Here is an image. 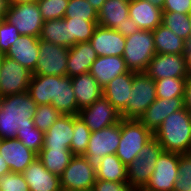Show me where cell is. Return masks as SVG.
I'll return each mask as SVG.
<instances>
[{
    "label": "cell",
    "instance_id": "cell-40",
    "mask_svg": "<svg viewBox=\"0 0 191 191\" xmlns=\"http://www.w3.org/2000/svg\"><path fill=\"white\" fill-rule=\"evenodd\" d=\"M44 21L63 19L69 0H36Z\"/></svg>",
    "mask_w": 191,
    "mask_h": 191
},
{
    "label": "cell",
    "instance_id": "cell-55",
    "mask_svg": "<svg viewBox=\"0 0 191 191\" xmlns=\"http://www.w3.org/2000/svg\"><path fill=\"white\" fill-rule=\"evenodd\" d=\"M189 21H190V39H191V13L189 14Z\"/></svg>",
    "mask_w": 191,
    "mask_h": 191
},
{
    "label": "cell",
    "instance_id": "cell-51",
    "mask_svg": "<svg viewBox=\"0 0 191 191\" xmlns=\"http://www.w3.org/2000/svg\"><path fill=\"white\" fill-rule=\"evenodd\" d=\"M8 1H9V5H15V4L29 3L36 0H8Z\"/></svg>",
    "mask_w": 191,
    "mask_h": 191
},
{
    "label": "cell",
    "instance_id": "cell-44",
    "mask_svg": "<svg viewBox=\"0 0 191 191\" xmlns=\"http://www.w3.org/2000/svg\"><path fill=\"white\" fill-rule=\"evenodd\" d=\"M92 191H135L128 182H112L97 179Z\"/></svg>",
    "mask_w": 191,
    "mask_h": 191
},
{
    "label": "cell",
    "instance_id": "cell-46",
    "mask_svg": "<svg viewBox=\"0 0 191 191\" xmlns=\"http://www.w3.org/2000/svg\"><path fill=\"white\" fill-rule=\"evenodd\" d=\"M116 30L120 32L124 37H127L140 29L137 24L129 17L126 19L125 23L122 26H118Z\"/></svg>",
    "mask_w": 191,
    "mask_h": 191
},
{
    "label": "cell",
    "instance_id": "cell-12",
    "mask_svg": "<svg viewBox=\"0 0 191 191\" xmlns=\"http://www.w3.org/2000/svg\"><path fill=\"white\" fill-rule=\"evenodd\" d=\"M32 72L3 55L0 66V97L27 92Z\"/></svg>",
    "mask_w": 191,
    "mask_h": 191
},
{
    "label": "cell",
    "instance_id": "cell-4",
    "mask_svg": "<svg viewBox=\"0 0 191 191\" xmlns=\"http://www.w3.org/2000/svg\"><path fill=\"white\" fill-rule=\"evenodd\" d=\"M153 137V132L139 120L121 119V137L115 154L127 167Z\"/></svg>",
    "mask_w": 191,
    "mask_h": 191
},
{
    "label": "cell",
    "instance_id": "cell-42",
    "mask_svg": "<svg viewBox=\"0 0 191 191\" xmlns=\"http://www.w3.org/2000/svg\"><path fill=\"white\" fill-rule=\"evenodd\" d=\"M20 36L14 25L8 23L5 19L0 20V54L5 55Z\"/></svg>",
    "mask_w": 191,
    "mask_h": 191
},
{
    "label": "cell",
    "instance_id": "cell-38",
    "mask_svg": "<svg viewBox=\"0 0 191 191\" xmlns=\"http://www.w3.org/2000/svg\"><path fill=\"white\" fill-rule=\"evenodd\" d=\"M61 115L51 104L38 105L33 116L34 126L45 133Z\"/></svg>",
    "mask_w": 191,
    "mask_h": 191
},
{
    "label": "cell",
    "instance_id": "cell-25",
    "mask_svg": "<svg viewBox=\"0 0 191 191\" xmlns=\"http://www.w3.org/2000/svg\"><path fill=\"white\" fill-rule=\"evenodd\" d=\"M72 87L78 112L103 96V88L89 72L72 77Z\"/></svg>",
    "mask_w": 191,
    "mask_h": 191
},
{
    "label": "cell",
    "instance_id": "cell-47",
    "mask_svg": "<svg viewBox=\"0 0 191 191\" xmlns=\"http://www.w3.org/2000/svg\"><path fill=\"white\" fill-rule=\"evenodd\" d=\"M185 108L191 114V78H187L185 85Z\"/></svg>",
    "mask_w": 191,
    "mask_h": 191
},
{
    "label": "cell",
    "instance_id": "cell-7",
    "mask_svg": "<svg viewBox=\"0 0 191 191\" xmlns=\"http://www.w3.org/2000/svg\"><path fill=\"white\" fill-rule=\"evenodd\" d=\"M121 137V120L101 130L91 132L88 148L83 155L96 171L104 156L115 154Z\"/></svg>",
    "mask_w": 191,
    "mask_h": 191
},
{
    "label": "cell",
    "instance_id": "cell-6",
    "mask_svg": "<svg viewBox=\"0 0 191 191\" xmlns=\"http://www.w3.org/2000/svg\"><path fill=\"white\" fill-rule=\"evenodd\" d=\"M162 151V146L153 137L139 151L137 158L127 166V182L135 191L143 189L149 182Z\"/></svg>",
    "mask_w": 191,
    "mask_h": 191
},
{
    "label": "cell",
    "instance_id": "cell-48",
    "mask_svg": "<svg viewBox=\"0 0 191 191\" xmlns=\"http://www.w3.org/2000/svg\"><path fill=\"white\" fill-rule=\"evenodd\" d=\"M8 9H9V1L0 0V20L5 19Z\"/></svg>",
    "mask_w": 191,
    "mask_h": 191
},
{
    "label": "cell",
    "instance_id": "cell-1",
    "mask_svg": "<svg viewBox=\"0 0 191 191\" xmlns=\"http://www.w3.org/2000/svg\"><path fill=\"white\" fill-rule=\"evenodd\" d=\"M36 107L28 92L0 97V139L16 138L19 128L35 127Z\"/></svg>",
    "mask_w": 191,
    "mask_h": 191
},
{
    "label": "cell",
    "instance_id": "cell-31",
    "mask_svg": "<svg viewBox=\"0 0 191 191\" xmlns=\"http://www.w3.org/2000/svg\"><path fill=\"white\" fill-rule=\"evenodd\" d=\"M72 87V77L59 76L58 103L51 105L64 115H78V106Z\"/></svg>",
    "mask_w": 191,
    "mask_h": 191
},
{
    "label": "cell",
    "instance_id": "cell-32",
    "mask_svg": "<svg viewBox=\"0 0 191 191\" xmlns=\"http://www.w3.org/2000/svg\"><path fill=\"white\" fill-rule=\"evenodd\" d=\"M39 39L70 48L68 23L64 19L44 21Z\"/></svg>",
    "mask_w": 191,
    "mask_h": 191
},
{
    "label": "cell",
    "instance_id": "cell-50",
    "mask_svg": "<svg viewBox=\"0 0 191 191\" xmlns=\"http://www.w3.org/2000/svg\"><path fill=\"white\" fill-rule=\"evenodd\" d=\"M92 7L98 12L106 0H87Z\"/></svg>",
    "mask_w": 191,
    "mask_h": 191
},
{
    "label": "cell",
    "instance_id": "cell-18",
    "mask_svg": "<svg viewBox=\"0 0 191 191\" xmlns=\"http://www.w3.org/2000/svg\"><path fill=\"white\" fill-rule=\"evenodd\" d=\"M21 174L30 191H62L60 177L49 172L38 157Z\"/></svg>",
    "mask_w": 191,
    "mask_h": 191
},
{
    "label": "cell",
    "instance_id": "cell-5",
    "mask_svg": "<svg viewBox=\"0 0 191 191\" xmlns=\"http://www.w3.org/2000/svg\"><path fill=\"white\" fill-rule=\"evenodd\" d=\"M121 119H139L156 100L155 81L145 72H133V83Z\"/></svg>",
    "mask_w": 191,
    "mask_h": 191
},
{
    "label": "cell",
    "instance_id": "cell-8",
    "mask_svg": "<svg viewBox=\"0 0 191 191\" xmlns=\"http://www.w3.org/2000/svg\"><path fill=\"white\" fill-rule=\"evenodd\" d=\"M5 20L14 25L21 36L27 35L38 38L44 24L37 1L9 5Z\"/></svg>",
    "mask_w": 191,
    "mask_h": 191
},
{
    "label": "cell",
    "instance_id": "cell-53",
    "mask_svg": "<svg viewBox=\"0 0 191 191\" xmlns=\"http://www.w3.org/2000/svg\"><path fill=\"white\" fill-rule=\"evenodd\" d=\"M185 56L187 58L191 56V39L186 43Z\"/></svg>",
    "mask_w": 191,
    "mask_h": 191
},
{
    "label": "cell",
    "instance_id": "cell-54",
    "mask_svg": "<svg viewBox=\"0 0 191 191\" xmlns=\"http://www.w3.org/2000/svg\"><path fill=\"white\" fill-rule=\"evenodd\" d=\"M187 78H191V56L187 58Z\"/></svg>",
    "mask_w": 191,
    "mask_h": 191
},
{
    "label": "cell",
    "instance_id": "cell-11",
    "mask_svg": "<svg viewBox=\"0 0 191 191\" xmlns=\"http://www.w3.org/2000/svg\"><path fill=\"white\" fill-rule=\"evenodd\" d=\"M179 153L162 151L159 155L154 172L143 188L146 191H173L178 177Z\"/></svg>",
    "mask_w": 191,
    "mask_h": 191
},
{
    "label": "cell",
    "instance_id": "cell-27",
    "mask_svg": "<svg viewBox=\"0 0 191 191\" xmlns=\"http://www.w3.org/2000/svg\"><path fill=\"white\" fill-rule=\"evenodd\" d=\"M130 0H106L98 11V25L117 29L129 18Z\"/></svg>",
    "mask_w": 191,
    "mask_h": 191
},
{
    "label": "cell",
    "instance_id": "cell-15",
    "mask_svg": "<svg viewBox=\"0 0 191 191\" xmlns=\"http://www.w3.org/2000/svg\"><path fill=\"white\" fill-rule=\"evenodd\" d=\"M0 155L13 173H22L37 158V154L17 138L0 139Z\"/></svg>",
    "mask_w": 191,
    "mask_h": 191
},
{
    "label": "cell",
    "instance_id": "cell-20",
    "mask_svg": "<svg viewBox=\"0 0 191 191\" xmlns=\"http://www.w3.org/2000/svg\"><path fill=\"white\" fill-rule=\"evenodd\" d=\"M59 76L32 74L28 94L38 105L58 103Z\"/></svg>",
    "mask_w": 191,
    "mask_h": 191
},
{
    "label": "cell",
    "instance_id": "cell-35",
    "mask_svg": "<svg viewBox=\"0 0 191 191\" xmlns=\"http://www.w3.org/2000/svg\"><path fill=\"white\" fill-rule=\"evenodd\" d=\"M91 135V130L86 126L82 119L73 115V136L70 150L74 155H84Z\"/></svg>",
    "mask_w": 191,
    "mask_h": 191
},
{
    "label": "cell",
    "instance_id": "cell-34",
    "mask_svg": "<svg viewBox=\"0 0 191 191\" xmlns=\"http://www.w3.org/2000/svg\"><path fill=\"white\" fill-rule=\"evenodd\" d=\"M186 80L187 78L173 77L154 80L157 98L185 97Z\"/></svg>",
    "mask_w": 191,
    "mask_h": 191
},
{
    "label": "cell",
    "instance_id": "cell-39",
    "mask_svg": "<svg viewBox=\"0 0 191 191\" xmlns=\"http://www.w3.org/2000/svg\"><path fill=\"white\" fill-rule=\"evenodd\" d=\"M173 191H191V152L179 153L178 177Z\"/></svg>",
    "mask_w": 191,
    "mask_h": 191
},
{
    "label": "cell",
    "instance_id": "cell-52",
    "mask_svg": "<svg viewBox=\"0 0 191 191\" xmlns=\"http://www.w3.org/2000/svg\"><path fill=\"white\" fill-rule=\"evenodd\" d=\"M148 2L152 3L155 6H158L162 9L165 0H147Z\"/></svg>",
    "mask_w": 191,
    "mask_h": 191
},
{
    "label": "cell",
    "instance_id": "cell-26",
    "mask_svg": "<svg viewBox=\"0 0 191 191\" xmlns=\"http://www.w3.org/2000/svg\"><path fill=\"white\" fill-rule=\"evenodd\" d=\"M133 83V72L115 77L103 88V96L120 112L126 109Z\"/></svg>",
    "mask_w": 191,
    "mask_h": 191
},
{
    "label": "cell",
    "instance_id": "cell-23",
    "mask_svg": "<svg viewBox=\"0 0 191 191\" xmlns=\"http://www.w3.org/2000/svg\"><path fill=\"white\" fill-rule=\"evenodd\" d=\"M125 60L120 56H98L92 63L89 73L104 88L115 77L127 73Z\"/></svg>",
    "mask_w": 191,
    "mask_h": 191
},
{
    "label": "cell",
    "instance_id": "cell-16",
    "mask_svg": "<svg viewBox=\"0 0 191 191\" xmlns=\"http://www.w3.org/2000/svg\"><path fill=\"white\" fill-rule=\"evenodd\" d=\"M184 107V97L156 98L138 120L154 133L168 115Z\"/></svg>",
    "mask_w": 191,
    "mask_h": 191
},
{
    "label": "cell",
    "instance_id": "cell-19",
    "mask_svg": "<svg viewBox=\"0 0 191 191\" xmlns=\"http://www.w3.org/2000/svg\"><path fill=\"white\" fill-rule=\"evenodd\" d=\"M39 55V38L27 35L16 39L5 54V56L17 61L32 73L35 71Z\"/></svg>",
    "mask_w": 191,
    "mask_h": 191
},
{
    "label": "cell",
    "instance_id": "cell-56",
    "mask_svg": "<svg viewBox=\"0 0 191 191\" xmlns=\"http://www.w3.org/2000/svg\"><path fill=\"white\" fill-rule=\"evenodd\" d=\"M2 58H3V55L0 54V66H1V63H2Z\"/></svg>",
    "mask_w": 191,
    "mask_h": 191
},
{
    "label": "cell",
    "instance_id": "cell-14",
    "mask_svg": "<svg viewBox=\"0 0 191 191\" xmlns=\"http://www.w3.org/2000/svg\"><path fill=\"white\" fill-rule=\"evenodd\" d=\"M145 73L153 80L168 77L187 78V57L185 54L156 53Z\"/></svg>",
    "mask_w": 191,
    "mask_h": 191
},
{
    "label": "cell",
    "instance_id": "cell-9",
    "mask_svg": "<svg viewBox=\"0 0 191 191\" xmlns=\"http://www.w3.org/2000/svg\"><path fill=\"white\" fill-rule=\"evenodd\" d=\"M96 171L83 155H74L60 176L62 191H92Z\"/></svg>",
    "mask_w": 191,
    "mask_h": 191
},
{
    "label": "cell",
    "instance_id": "cell-43",
    "mask_svg": "<svg viewBox=\"0 0 191 191\" xmlns=\"http://www.w3.org/2000/svg\"><path fill=\"white\" fill-rule=\"evenodd\" d=\"M0 191H30L21 173L9 172L0 177Z\"/></svg>",
    "mask_w": 191,
    "mask_h": 191
},
{
    "label": "cell",
    "instance_id": "cell-36",
    "mask_svg": "<svg viewBox=\"0 0 191 191\" xmlns=\"http://www.w3.org/2000/svg\"><path fill=\"white\" fill-rule=\"evenodd\" d=\"M162 24L185 41L190 39L189 15L177 12H162Z\"/></svg>",
    "mask_w": 191,
    "mask_h": 191
},
{
    "label": "cell",
    "instance_id": "cell-29",
    "mask_svg": "<svg viewBox=\"0 0 191 191\" xmlns=\"http://www.w3.org/2000/svg\"><path fill=\"white\" fill-rule=\"evenodd\" d=\"M37 157L49 172L60 177L74 154L70 149H41Z\"/></svg>",
    "mask_w": 191,
    "mask_h": 191
},
{
    "label": "cell",
    "instance_id": "cell-45",
    "mask_svg": "<svg viewBox=\"0 0 191 191\" xmlns=\"http://www.w3.org/2000/svg\"><path fill=\"white\" fill-rule=\"evenodd\" d=\"M162 12H177L189 15L191 13V0H165Z\"/></svg>",
    "mask_w": 191,
    "mask_h": 191
},
{
    "label": "cell",
    "instance_id": "cell-21",
    "mask_svg": "<svg viewBox=\"0 0 191 191\" xmlns=\"http://www.w3.org/2000/svg\"><path fill=\"white\" fill-rule=\"evenodd\" d=\"M73 136V115L62 114L44 133L42 149H70Z\"/></svg>",
    "mask_w": 191,
    "mask_h": 191
},
{
    "label": "cell",
    "instance_id": "cell-10",
    "mask_svg": "<svg viewBox=\"0 0 191 191\" xmlns=\"http://www.w3.org/2000/svg\"><path fill=\"white\" fill-rule=\"evenodd\" d=\"M69 48L39 39L36 75L66 76Z\"/></svg>",
    "mask_w": 191,
    "mask_h": 191
},
{
    "label": "cell",
    "instance_id": "cell-49",
    "mask_svg": "<svg viewBox=\"0 0 191 191\" xmlns=\"http://www.w3.org/2000/svg\"><path fill=\"white\" fill-rule=\"evenodd\" d=\"M11 172L8 164L5 162L4 158L0 155V177L3 174Z\"/></svg>",
    "mask_w": 191,
    "mask_h": 191
},
{
    "label": "cell",
    "instance_id": "cell-24",
    "mask_svg": "<svg viewBox=\"0 0 191 191\" xmlns=\"http://www.w3.org/2000/svg\"><path fill=\"white\" fill-rule=\"evenodd\" d=\"M97 58L98 55L90 42H78L69 48L66 76L74 77L89 72Z\"/></svg>",
    "mask_w": 191,
    "mask_h": 191
},
{
    "label": "cell",
    "instance_id": "cell-2",
    "mask_svg": "<svg viewBox=\"0 0 191 191\" xmlns=\"http://www.w3.org/2000/svg\"><path fill=\"white\" fill-rule=\"evenodd\" d=\"M163 151L191 152V114L183 109L168 115L153 133Z\"/></svg>",
    "mask_w": 191,
    "mask_h": 191
},
{
    "label": "cell",
    "instance_id": "cell-41",
    "mask_svg": "<svg viewBox=\"0 0 191 191\" xmlns=\"http://www.w3.org/2000/svg\"><path fill=\"white\" fill-rule=\"evenodd\" d=\"M16 138L38 155L43 146L44 132L37 127L19 128Z\"/></svg>",
    "mask_w": 191,
    "mask_h": 191
},
{
    "label": "cell",
    "instance_id": "cell-28",
    "mask_svg": "<svg viewBox=\"0 0 191 191\" xmlns=\"http://www.w3.org/2000/svg\"><path fill=\"white\" fill-rule=\"evenodd\" d=\"M156 53L159 54H185L186 43L172 30L162 23L152 31Z\"/></svg>",
    "mask_w": 191,
    "mask_h": 191
},
{
    "label": "cell",
    "instance_id": "cell-3",
    "mask_svg": "<svg viewBox=\"0 0 191 191\" xmlns=\"http://www.w3.org/2000/svg\"><path fill=\"white\" fill-rule=\"evenodd\" d=\"M155 54L152 31L140 29L125 37V49L122 57L129 71L146 72L149 62Z\"/></svg>",
    "mask_w": 191,
    "mask_h": 191
},
{
    "label": "cell",
    "instance_id": "cell-13",
    "mask_svg": "<svg viewBox=\"0 0 191 191\" xmlns=\"http://www.w3.org/2000/svg\"><path fill=\"white\" fill-rule=\"evenodd\" d=\"M91 132L111 126L121 120L120 112L104 97L79 110L78 115Z\"/></svg>",
    "mask_w": 191,
    "mask_h": 191
},
{
    "label": "cell",
    "instance_id": "cell-33",
    "mask_svg": "<svg viewBox=\"0 0 191 191\" xmlns=\"http://www.w3.org/2000/svg\"><path fill=\"white\" fill-rule=\"evenodd\" d=\"M68 23L70 48L78 42H89L98 21H84L83 19L63 18Z\"/></svg>",
    "mask_w": 191,
    "mask_h": 191
},
{
    "label": "cell",
    "instance_id": "cell-17",
    "mask_svg": "<svg viewBox=\"0 0 191 191\" xmlns=\"http://www.w3.org/2000/svg\"><path fill=\"white\" fill-rule=\"evenodd\" d=\"M89 42L98 56H123L125 37L115 29L98 25Z\"/></svg>",
    "mask_w": 191,
    "mask_h": 191
},
{
    "label": "cell",
    "instance_id": "cell-22",
    "mask_svg": "<svg viewBox=\"0 0 191 191\" xmlns=\"http://www.w3.org/2000/svg\"><path fill=\"white\" fill-rule=\"evenodd\" d=\"M129 17L139 29L153 31L162 23V9L147 0H130Z\"/></svg>",
    "mask_w": 191,
    "mask_h": 191
},
{
    "label": "cell",
    "instance_id": "cell-37",
    "mask_svg": "<svg viewBox=\"0 0 191 191\" xmlns=\"http://www.w3.org/2000/svg\"><path fill=\"white\" fill-rule=\"evenodd\" d=\"M64 18L98 21V12L87 0H69Z\"/></svg>",
    "mask_w": 191,
    "mask_h": 191
},
{
    "label": "cell",
    "instance_id": "cell-30",
    "mask_svg": "<svg viewBox=\"0 0 191 191\" xmlns=\"http://www.w3.org/2000/svg\"><path fill=\"white\" fill-rule=\"evenodd\" d=\"M96 178L104 181L127 182V167L116 154L106 155L96 170Z\"/></svg>",
    "mask_w": 191,
    "mask_h": 191
}]
</instances>
